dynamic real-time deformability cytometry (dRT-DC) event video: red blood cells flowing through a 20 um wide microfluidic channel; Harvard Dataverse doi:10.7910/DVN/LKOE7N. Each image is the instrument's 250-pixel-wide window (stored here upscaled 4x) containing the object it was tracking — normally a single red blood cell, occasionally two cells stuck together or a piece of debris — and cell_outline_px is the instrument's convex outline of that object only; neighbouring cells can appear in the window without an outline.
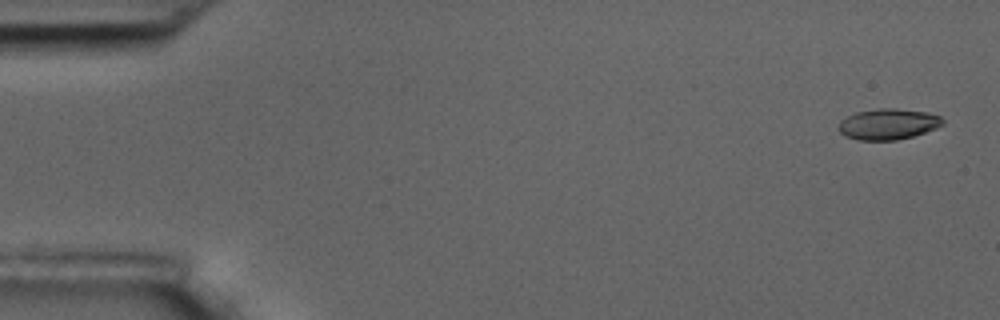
{"species": "common noctule bat (a hibernating species)", "species_latin": "Nyctalus noctula", "temperature_condition": "room temperature", "stored_images_in_passage": 6, "camera_frame_rate_fps": 3000, "um_per_image_px": 0.085, "animal": {"sex": "male", "body_mass_g": 17.5, "forearm_length_mm": 52.3}, "frame": {"image": 1, "passage_image": 1, "time_ms": 0.0, "image_size_px": [1000, 320], "cell_outline_px": [[944, 124], [936, 128], [912, 136], [896, 140], [860, 140], [844, 136], [836, 128], [840, 120], [856, 112], [880, 108], [896, 108], [928, 112], [940, 116], [944, 120]], "centroid_in_image_um": [75.47, 10.54], "position_along_channel_um": 9.5, "area_um2": 18.84}}
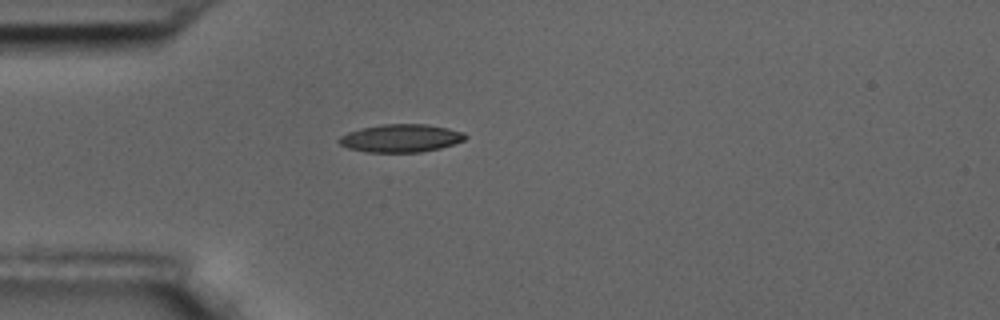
{"frame": {"image": 2, "passage_image": 5, "time_ms": 1.333, "image_size_px": [1000, 320], "cell_outline_px": [[468, 136], [464, 140], [440, 148], [420, 152], [368, 152], [348, 148], [340, 144], [336, 140], [340, 136], [348, 132], [360, 128], [380, 124], [428, 124], [448, 128], [464, 132]], "centroid_in_image_um": [34.06, 11.73], "position_along_channel_um": 50.9, "area_um2": 20.63}}